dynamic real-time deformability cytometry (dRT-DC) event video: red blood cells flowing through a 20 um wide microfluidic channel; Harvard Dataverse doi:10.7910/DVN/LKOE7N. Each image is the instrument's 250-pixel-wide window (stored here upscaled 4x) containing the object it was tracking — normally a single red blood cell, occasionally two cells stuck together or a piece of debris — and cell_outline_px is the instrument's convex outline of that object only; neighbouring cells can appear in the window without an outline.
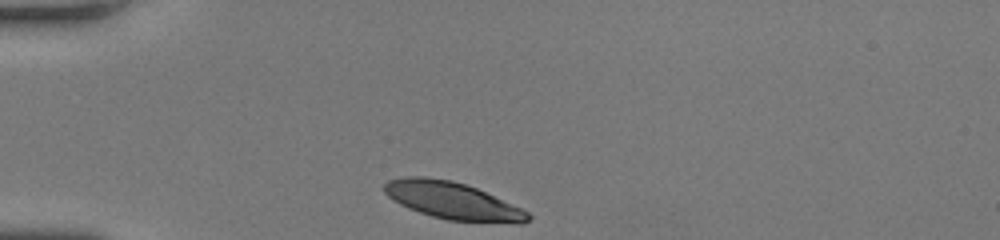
{"species": "human", "species_latin": "Homo sapiens", "temperature_condition": "room temperature", "stored_images_in_passage": 16, "camera_frame_rate_fps": 3000, "um_per_image_px": 0.085, "donor": {"sex": "female"}, "frame": {"image": 1, "passage_image": 1, "time_ms": 0.0, "image_size_px": [1000, 240], "cell_outline_px": [[532, 216], [524, 224], [516, 224], [448, 220], [432, 216], [408, 208], [392, 200], [384, 192], [384, 184], [388, 180], [408, 176], [424, 176], [452, 180], [476, 188], [520, 208], [528, 212]], "centroid_in_image_um": [38.46, 17.07], "position_along_channel_um": 46.5, "area_um2": 31.1}}
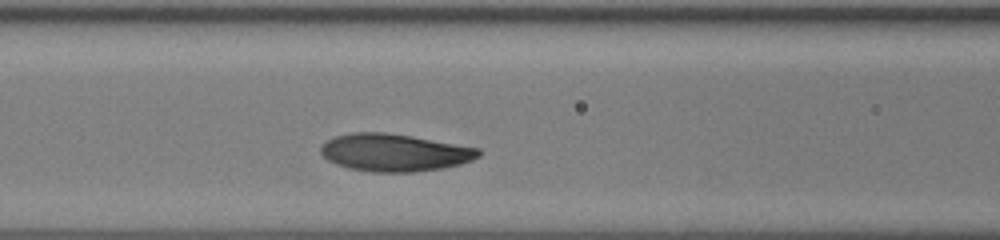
{"frame": {"image": 2, "passage_image": 10, "time_ms": 3.0, "image_size_px": [1000, 240], "cell_outline_px": [[480, 156], [472, 160], [460, 164], [444, 168], [412, 172], [372, 172], [348, 168], [336, 164], [328, 160], [320, 152], [320, 148], [324, 140], [336, 136], [352, 132], [384, 132], [412, 136], [480, 148]], "centroid_in_image_um": [33.51, 12.96], "position_along_channel_um": 133.1, "area_um2": 34.62}}
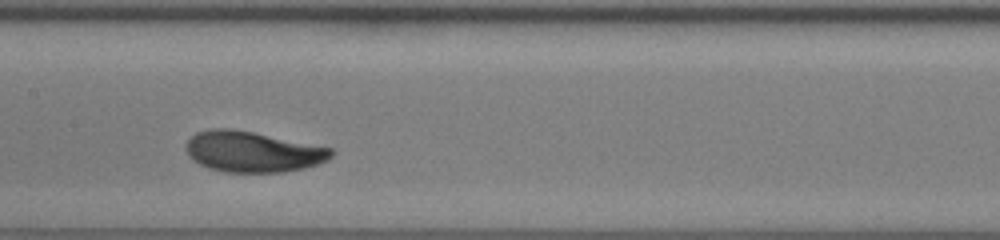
{"frame": {"image": 3, "passage_image": 14, "time_ms": 4.333, "image_size_px": [1000, 240], "cell_outline_px": [[332, 156], [328, 160], [304, 168], [284, 172], [224, 172], [208, 168], [200, 164], [184, 148], [188, 140], [196, 132], [212, 128], [228, 128], [252, 132], [332, 148]], "centroid_in_image_um": [21.47, 12.9], "position_along_channel_um": 185.9, "area_um2": 34.1}}